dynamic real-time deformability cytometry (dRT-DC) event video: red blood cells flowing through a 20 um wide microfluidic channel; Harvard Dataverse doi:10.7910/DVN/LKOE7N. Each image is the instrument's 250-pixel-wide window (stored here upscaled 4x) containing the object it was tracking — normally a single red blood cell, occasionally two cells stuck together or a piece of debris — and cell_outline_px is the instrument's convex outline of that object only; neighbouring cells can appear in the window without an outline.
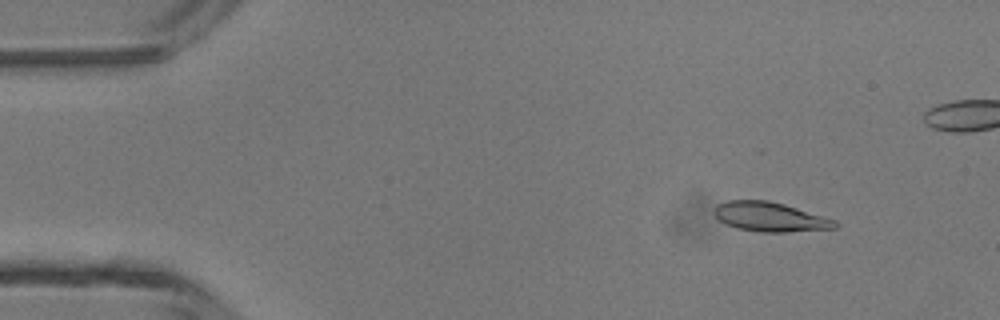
{"species": "common noctule bat (a hibernating species)", "species_latin": "Nyctalus noctula", "temperature_condition": "room temperature", "stored_images_in_passage": 45, "camera_frame_rate_fps": 3000, "um_per_image_px": 0.085, "animal": {"sex": "male", "body_mass_g": 13.3}, "frame": {"image": 1, "passage_image": 2, "time_ms": 0.333, "image_size_px": [1000, 320], "cell_outline_px": [[840, 224], [836, 228], [788, 232], [760, 232], [736, 228], [724, 224], [712, 212], [716, 204], [728, 200], [768, 200], [784, 204], [836, 220]], "centroid_in_image_um": [65.43, 18.43], "position_along_channel_um": 19.6, "area_um2": 20.87}}
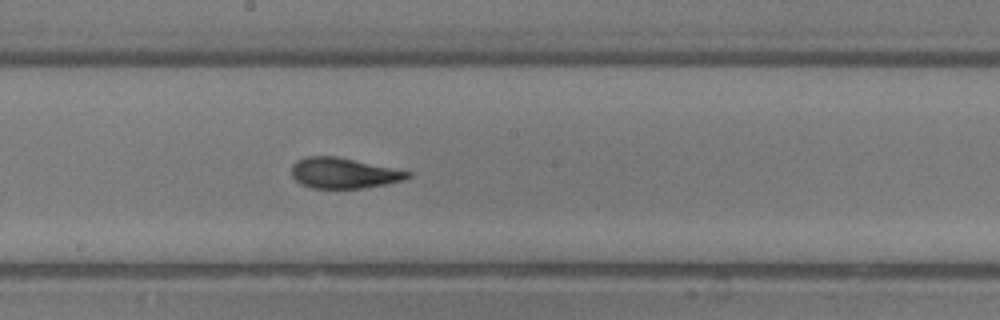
{"frame": {"image": 2, "passage_image": 22, "time_ms": 7.0, "image_size_px": [1000, 320], "cell_outline_px": [[412, 176], [404, 180], [384, 184], [360, 188], [312, 188], [300, 184], [292, 176], [292, 164], [296, 160], [304, 156], [336, 156], [412, 172]], "centroid_in_image_um": [29.18, 14.7], "position_along_channel_um": 219.0, "area_um2": 20.63}}
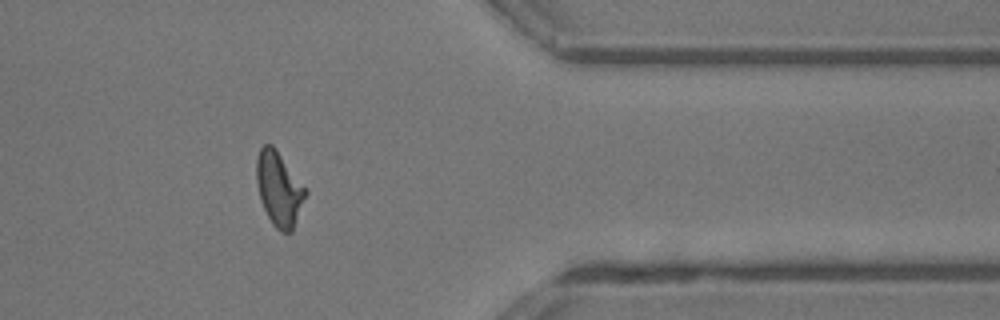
{"frame": {"image": 3, "passage_image": 35, "time_ms": 11.333, "image_size_px": [1000, 320], "cell_outline_px": [[308, 192], [292, 232], [280, 232], [272, 224], [260, 200], [256, 180], [256, 160], [260, 148], [264, 144], [272, 144], [276, 148]], "centroid_in_image_um": [23.71, 16.06], "position_along_channel_um": 387.7, "area_um2": 21.15}, "authors_computed_cell_mechanics": {"area_um2": 20.6924, "velocity_mm_per_s": 4.341, "shape_relaxation_time_tau1_ms": 2.871, "shape_relaxation_time_tau2_ms": 1.2241, "deformation_change_tau1": 0.1604, "deformation_change_tau2": 0.1035}}